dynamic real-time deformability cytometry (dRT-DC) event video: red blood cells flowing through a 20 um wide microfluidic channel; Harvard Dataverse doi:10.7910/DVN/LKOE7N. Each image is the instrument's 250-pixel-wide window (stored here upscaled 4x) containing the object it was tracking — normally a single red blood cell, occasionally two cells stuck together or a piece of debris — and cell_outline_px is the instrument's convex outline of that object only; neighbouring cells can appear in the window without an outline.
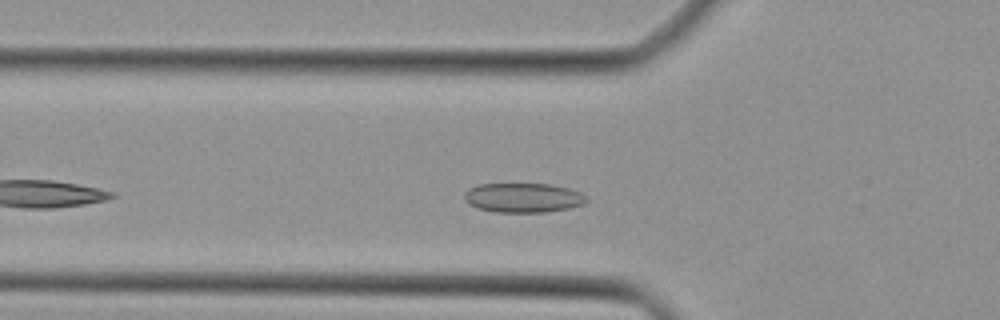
{"species": "Egyptian fruit bat (a non-hibernating species)", "species_latin": "Rousettus aegyptiacus", "temperature_condition": "cold", "stored_images_in_passage": 34, "camera_frame_rate_fps": 3000, "um_per_image_px": 0.085, "animal": {"sex": "female"}, "frame": {"image": 1, "passage_image": 5, "time_ms": 1.333, "image_size_px": [1000, 320], "cell_outline_px": [[588, 200], [584, 204], [568, 208], [544, 212], [496, 212], [476, 208], [468, 204], [464, 200], [464, 192], [468, 188], [480, 184], [552, 184], [568, 188], [580, 192], [588, 196]], "centroid_in_image_um": [44.46, 16.8], "position_along_channel_um": 81.3, "area_um2": 21.15}}
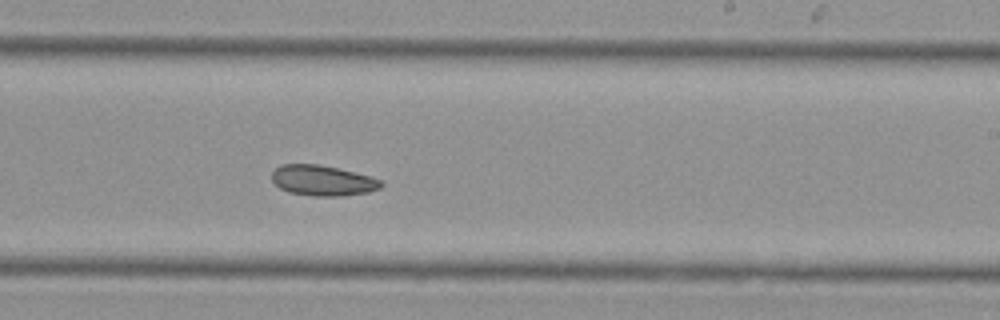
{"frame": {"image": 2, "passage_image": 17, "time_ms": 5.333, "image_size_px": [1000, 320], "cell_outline_px": [[384, 184], [380, 188], [368, 192], [344, 196], [312, 196], [288, 192], [280, 188], [272, 180], [272, 172], [280, 164], [316, 164], [336, 168], [384, 180]], "centroid_in_image_um": [27.42, 15.35], "position_along_channel_um": 261.6, "area_um2": 19.36}}
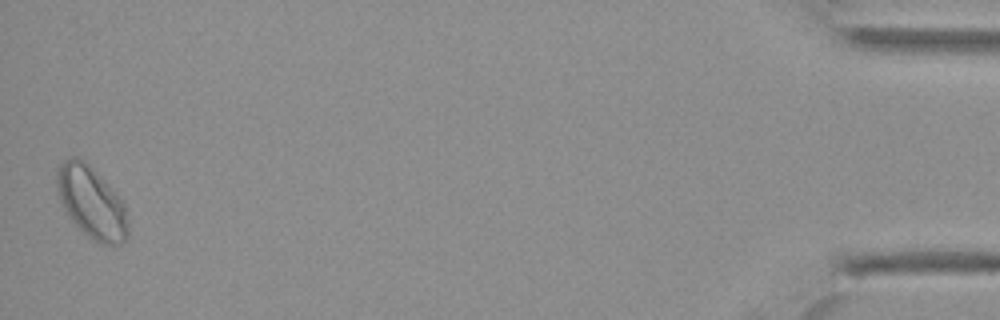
{"frame": {"image": 3, "passage_image": 34, "time_ms": 11.0, "image_size_px": [1000, 320], "cell_outline_px": [[128, 236], [120, 244], [100, 244], [88, 236], [68, 216], [60, 204], [56, 184], [56, 168], [68, 156], [76, 156], [84, 160], [108, 184], [124, 204], [128, 220]], "centroid_in_image_um": [7.74, 17.18], "position_along_channel_um": 427.5, "area_um2": 29.77}}